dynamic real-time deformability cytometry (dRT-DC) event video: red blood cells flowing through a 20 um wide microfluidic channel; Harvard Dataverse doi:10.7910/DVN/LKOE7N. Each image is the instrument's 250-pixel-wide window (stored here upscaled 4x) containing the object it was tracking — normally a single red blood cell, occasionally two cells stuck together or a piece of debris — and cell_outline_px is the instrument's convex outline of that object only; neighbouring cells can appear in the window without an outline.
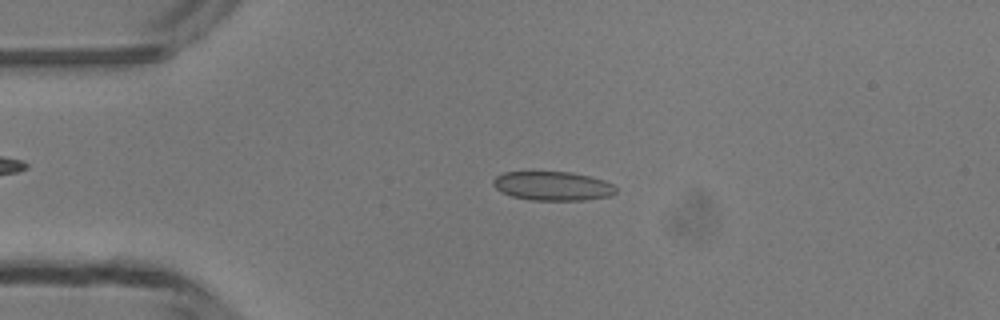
{"species": "common noctule bat (a hibernating species)", "species_latin": "Nyctalus noctula", "temperature_condition": "room temperature", "stored_images_in_passage": 48, "camera_frame_rate_fps": 3000, "um_per_image_px": 0.085, "animal": {"sex": "male", "body_mass_g": 13.3}, "frame": {"image": 1, "passage_image": 10, "time_ms": 3.0, "image_size_px": [1000, 320], "cell_outline_px": [[616, 192], [612, 196], [584, 200], [528, 200], [512, 196], [500, 192], [492, 184], [492, 180], [496, 176], [504, 172], [572, 172], [592, 176], [604, 180], [612, 184], [616, 188]], "centroid_in_image_um": [46.98, 15.81], "position_along_channel_um": 38.0, "area_um2": 20.98}}
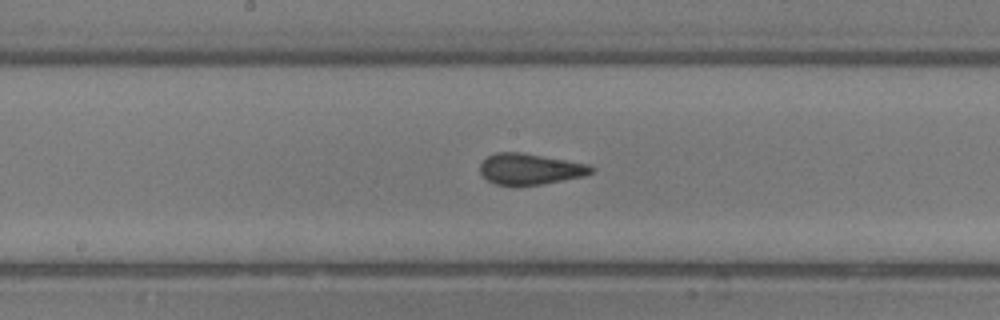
{"frame": {"image": 2, "passage_image": 24, "time_ms": 7.667, "image_size_px": [1000, 320], "cell_outline_px": [[596, 168], [592, 172], [584, 176], [540, 184], [496, 184], [488, 180], [480, 172], [480, 164], [488, 156], [496, 152], [524, 152], [588, 164]], "centroid_in_image_um": [45.07, 14.34], "position_along_channel_um": 203.1, "area_um2": 19.83}}
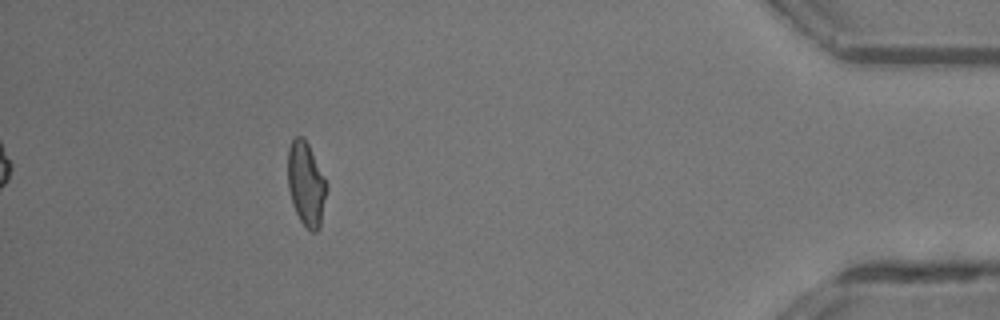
{"frame": {"image": 3, "passage_image": 43, "time_ms": 14.0, "image_size_px": [1000, 320], "cell_outline_px": [[328, 188], [320, 228], [316, 232], [312, 232], [300, 220], [292, 204], [288, 188], [288, 148], [292, 140], [296, 136], [304, 136], [328, 184]], "centroid_in_image_um": [26.03, 15.64], "position_along_channel_um": 409.2, "area_um2": 19.13}, "authors_computed_cell_mechanics": {"area_um2": 19.9988, "velocity_mm_per_s": 4.1989, "shape_relaxation_time_tau1_ms": null, "shape_relaxation_time_tau2_ms": 0.9471, "deformation_change_tau1": null, "deformation_change_tau2": 0.0715}}